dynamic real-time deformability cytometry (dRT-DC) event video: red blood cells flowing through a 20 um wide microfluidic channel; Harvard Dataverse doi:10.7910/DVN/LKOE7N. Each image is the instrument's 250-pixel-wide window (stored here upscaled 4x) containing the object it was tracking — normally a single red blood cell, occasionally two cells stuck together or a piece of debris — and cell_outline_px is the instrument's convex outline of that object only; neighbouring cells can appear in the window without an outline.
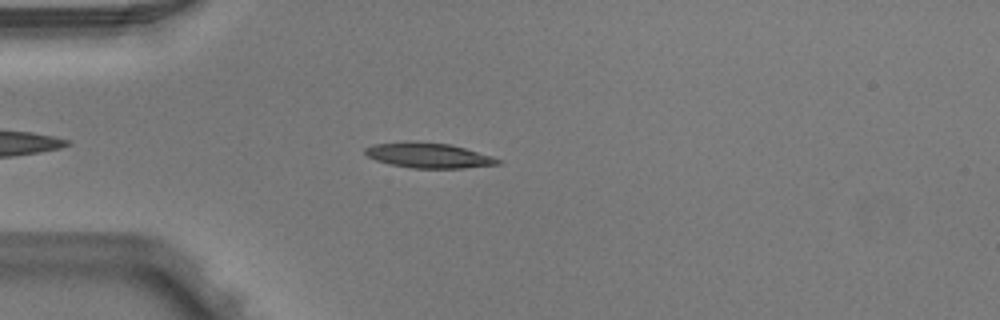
{"species": "Egyptian fruit bat (a non-hibernating species)", "species_latin": "Rousettus aegyptiacus", "temperature_condition": "warm", "stored_images_in_passage": 4, "camera_frame_rate_fps": 3000, "um_per_image_px": 0.085, "animal": {"sex": "male"}, "frame": {"image": 1, "passage_image": 4, "time_ms": 1.0, "image_size_px": [1000, 320], "cell_outline_px": [[500, 164], [464, 168], [412, 168], [392, 164], [376, 160], [368, 156], [364, 152], [364, 148], [372, 144], [404, 140], [412, 140], [448, 144], [464, 148], [492, 156], [500, 160]], "centroid_in_image_um": [36.37, 13.19], "position_along_channel_um": 48.6, "area_um2": 19.54}}